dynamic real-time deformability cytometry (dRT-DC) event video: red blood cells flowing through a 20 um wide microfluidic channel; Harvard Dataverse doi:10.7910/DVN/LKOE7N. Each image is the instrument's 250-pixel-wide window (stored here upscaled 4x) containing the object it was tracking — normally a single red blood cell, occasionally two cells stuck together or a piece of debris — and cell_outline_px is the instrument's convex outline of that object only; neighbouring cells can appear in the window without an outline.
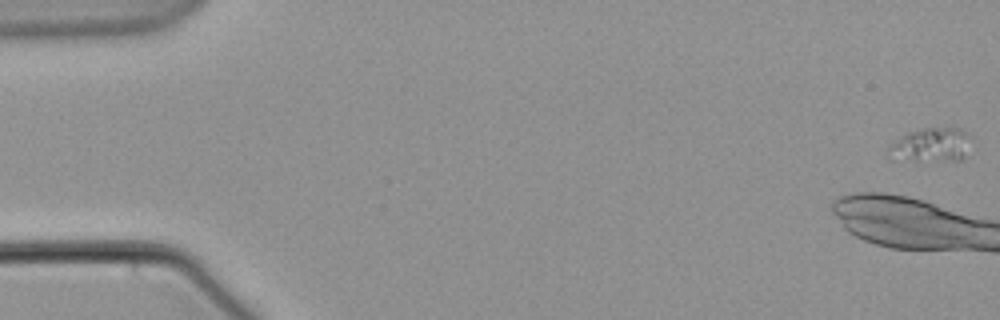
{"species": "common noctule bat (a hibernating species)", "species_latin": "Nyctalus noctula", "temperature_condition": "warm", "stored_images_in_passage": 8, "camera_frame_rate_fps": 3000, "um_per_image_px": 0.085, "animal": {"sex": "male", "body_mass_g": 21.5, "forearm_length_mm": 52.0}, "frame": {"image": 1, "passage_image": 1, "time_ms": 0.0, "image_size_px": [1000, 320], "cell_outline_px": [[972, 136], [964, 156], [960, 160], [888, 160], [888, 144], [912, 132], [928, 128], [960, 128]], "centroid_in_image_um": [79.12, 12.34], "position_along_channel_um": 5.9, "area_um2": 16.24}}
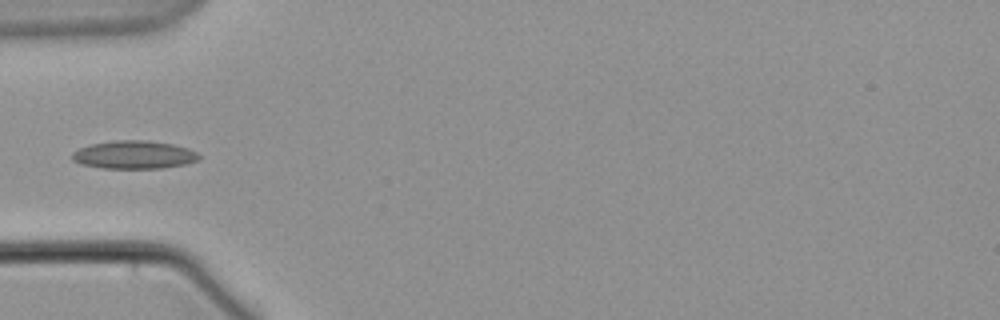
{"frame": {"image": 2, "passage_image": 8, "time_ms": 8.333, "image_size_px": [1000, 320], "cell_outline_px": [[200, 160], [184, 164], [160, 168], [104, 168], [80, 164], [72, 160], [72, 152], [80, 148], [92, 144], [116, 140], [144, 140], [172, 144], [188, 148], [196, 152], [200, 156]], "centroid_in_image_um": [11.39, 13.15], "position_along_channel_um": 73.6, "area_um2": 20.63}}